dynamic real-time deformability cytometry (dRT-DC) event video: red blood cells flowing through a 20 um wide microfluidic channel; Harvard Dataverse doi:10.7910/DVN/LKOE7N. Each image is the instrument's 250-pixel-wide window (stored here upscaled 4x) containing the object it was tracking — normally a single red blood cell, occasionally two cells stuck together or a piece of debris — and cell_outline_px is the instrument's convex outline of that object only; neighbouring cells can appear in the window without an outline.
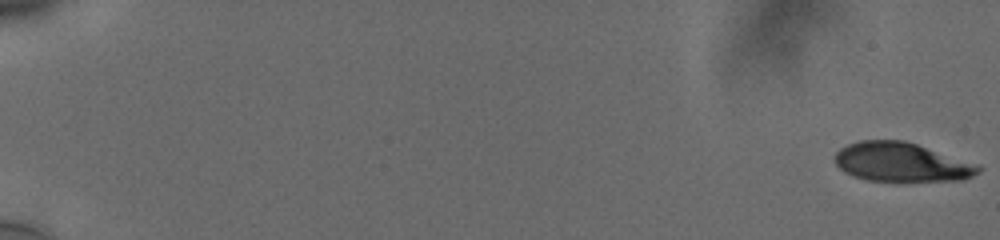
{"species": "human", "species_latin": "Homo sapiens", "temperature_condition": "cold", "stored_images_in_passage": 57, "camera_frame_rate_fps": 3000, "um_per_image_px": 0.085, "donor": {"sex": "male"}, "frame": {"image": 1, "passage_image": 1, "time_ms": 0.0, "image_size_px": [1000, 240], "cell_outline_px": [[984, 168], [980, 172], [964, 180], [868, 180], [844, 172], [836, 164], [836, 152], [840, 148], [848, 144], [860, 140], [904, 140], [980, 164]], "centroid_in_image_um": [76.68, 13.77], "position_along_channel_um": 8.3, "area_um2": 32.48}}
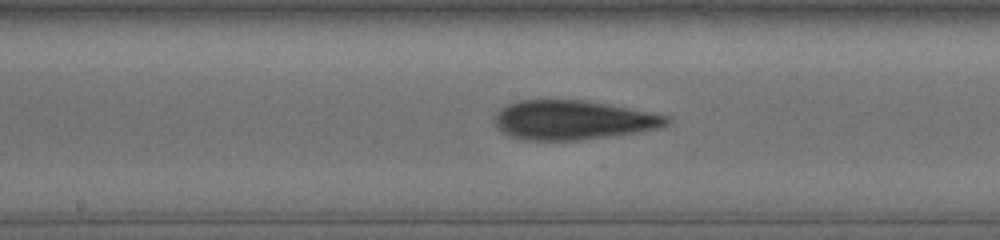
{"frame": {"image": 2, "passage_image": 33, "time_ms": 10.667, "image_size_px": [1000, 240], "cell_outline_px": [[672, 120], [668, 124], [660, 128], [636, 132], [580, 140], [524, 140], [508, 136], [496, 124], [496, 112], [500, 108], [508, 104], [520, 100], [588, 100], [668, 116]], "centroid_in_image_um": [48.7, 10.2], "position_along_channel_um": 199.5, "area_um2": 39.13}}
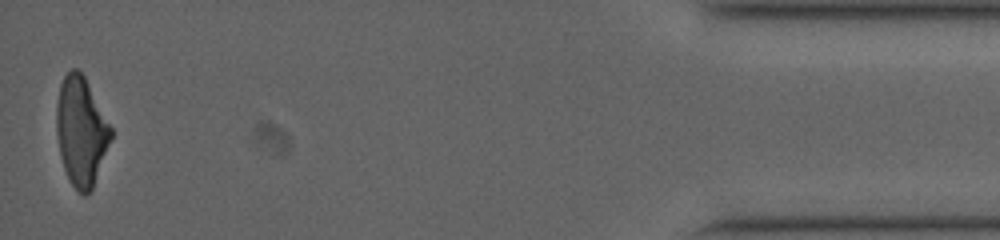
{"frame": {"image": 3, "passage_image": 57, "time_ms": 18.667, "image_size_px": [1000, 240], "cell_outline_px": [[112, 136], [92, 188], [84, 196], [68, 180], [60, 156], [56, 132], [56, 104], [60, 84], [64, 76], [72, 68], [76, 68], [84, 76], [112, 128]], "centroid_in_image_um": [6.87, 11.14], "position_along_channel_um": 428.3, "area_um2": 34.16}, "authors_computed_cell_mechanics": {"area_um2": 37.281, "velocity_mm_per_s": 3.7782, "shape_relaxation_time_tau1_ms": 6.1258, "shape_relaxation_time_tau2_ms": 2.6396, "deformation_change_tau1": 0.1743, "deformation_change_tau2": 0.113}}